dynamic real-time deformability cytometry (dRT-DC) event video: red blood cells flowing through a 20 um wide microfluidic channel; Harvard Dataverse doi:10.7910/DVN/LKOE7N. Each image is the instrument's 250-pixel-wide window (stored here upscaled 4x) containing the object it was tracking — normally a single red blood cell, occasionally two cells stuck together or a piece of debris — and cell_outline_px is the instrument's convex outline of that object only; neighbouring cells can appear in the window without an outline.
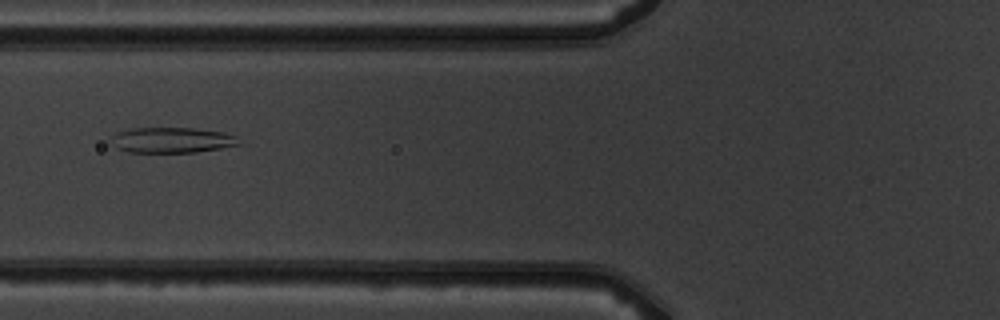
{"species": "common noctule bat (a hibernating species)", "species_latin": "Nyctalus noctula", "temperature_condition": "warm", "stored_images_in_passage": 7, "camera_frame_rate_fps": 3000, "um_per_image_px": 0.085, "animal": {"sex": "male", "body_mass_g": 19.5, "forearm_length_mm": 54.6}, "frame": {"image": 1, "passage_image": 6, "time_ms": 5.667, "image_size_px": [1000, 320], "cell_outline_px": [[240, 144], [220, 148], [196, 152], [128, 152], [116, 148], [112, 136], [116, 132], [132, 128], [192, 128], [224, 132], [236, 136]], "centroid_in_image_um": [14.61, 11.9], "position_along_channel_um": 111.2, "area_um2": 18.79}}